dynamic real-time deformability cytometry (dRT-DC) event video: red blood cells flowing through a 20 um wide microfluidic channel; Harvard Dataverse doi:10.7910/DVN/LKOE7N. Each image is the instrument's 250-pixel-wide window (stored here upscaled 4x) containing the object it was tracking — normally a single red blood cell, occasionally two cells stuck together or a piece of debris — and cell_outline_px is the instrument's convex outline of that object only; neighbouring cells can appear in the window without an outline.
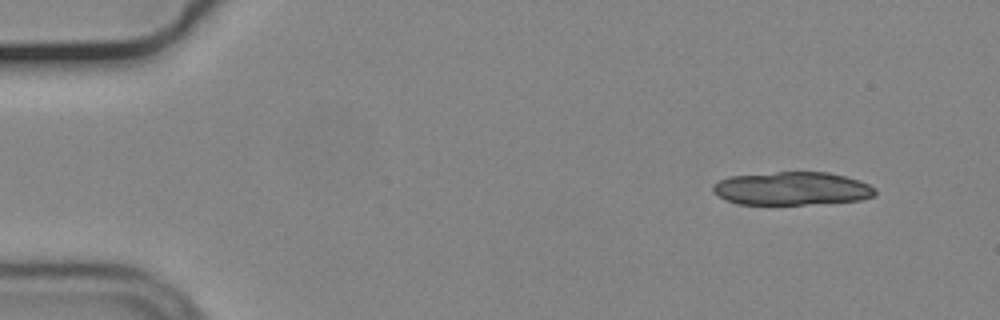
{"species": "common noctule bat (a hibernating species)", "species_latin": "Nyctalus noctula", "temperature_condition": "cold", "stored_images_in_passage": 16, "camera_frame_rate_fps": 3000, "um_per_image_px": 0.085, "animal": {"sex": "male", "body_mass_g": 19.2, "forearm_length_mm": 51.8}, "frame": {"image": 1, "passage_image": 5, "time_ms": 1.333, "image_size_px": [1000, 320], "cell_outline_px": [[876, 196], [860, 200], [804, 204], [736, 204], [724, 200], [712, 192], [712, 184], [728, 176], [776, 172], [828, 172], [860, 180], [876, 188]], "centroid_in_image_um": [67.29, 16.02], "position_along_channel_um": 17.7, "area_um2": 31.62}}